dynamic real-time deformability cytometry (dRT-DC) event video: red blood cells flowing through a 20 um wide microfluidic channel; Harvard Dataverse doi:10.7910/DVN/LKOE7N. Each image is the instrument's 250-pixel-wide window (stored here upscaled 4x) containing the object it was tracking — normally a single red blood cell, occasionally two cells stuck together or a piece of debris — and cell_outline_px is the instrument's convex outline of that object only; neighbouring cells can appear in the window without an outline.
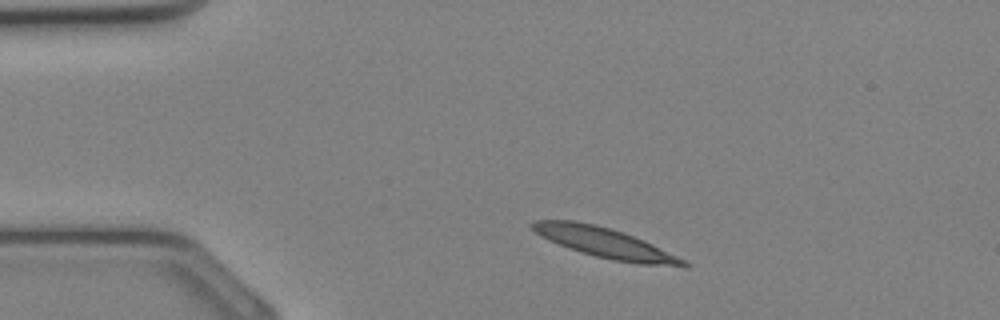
{"species": "Egyptian fruit bat (a non-hibernating species)", "species_latin": "Rousettus aegyptiacus", "temperature_condition": "cold", "stored_images_in_passage": 29, "camera_frame_rate_fps": 3000, "um_per_image_px": 0.085, "animal": {"sex": "female"}, "frame": {"image": 1, "passage_image": 1, "time_ms": 0.0, "image_size_px": [1000, 320], "cell_outline_px": [[692, 264], [684, 268], [640, 264], [612, 260], [580, 252], [568, 248], [548, 240], [540, 236], [528, 224], [536, 220], [576, 220], [596, 224], [632, 236], [652, 244]], "centroid_in_image_um": [51.42, 20.65], "position_along_channel_um": 33.6, "area_um2": 26.36}}
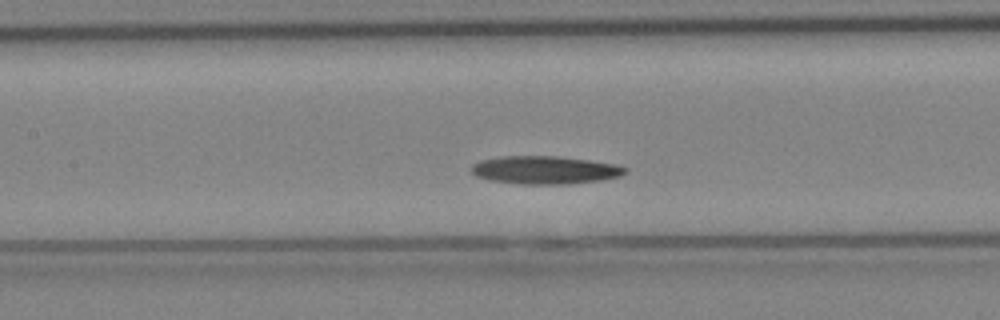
{"frame": {"image": 2, "passage_image": 10, "time_ms": 3.0, "image_size_px": [1000, 320], "cell_outline_px": [[628, 172], [620, 176], [600, 180], [568, 184], [520, 184], [488, 180], [476, 176], [472, 172], [472, 164], [480, 160], [500, 156], [560, 156], [616, 164], [628, 168]], "centroid_in_image_um": [46.32, 14.45], "position_along_channel_um": 161.1, "area_um2": 25.26}}
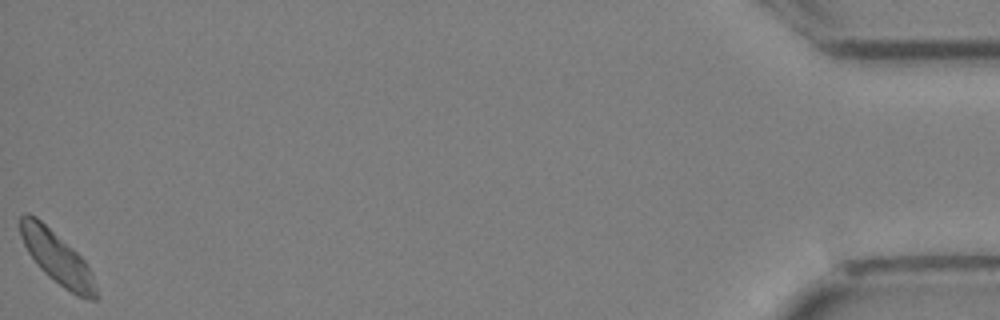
{"frame": {"image": 3, "passage_image": 29, "time_ms": 9.333, "image_size_px": [1000, 320], "cell_outline_px": [[100, 296], [96, 300], [88, 300], [64, 288], [48, 276], [36, 264], [28, 252], [20, 236], [20, 216], [24, 212], [28, 212], [36, 216], [72, 248], [84, 260], [88, 268]], "centroid_in_image_um": [4.82, 21.9], "position_along_channel_um": 430.4, "area_um2": 22.83}}